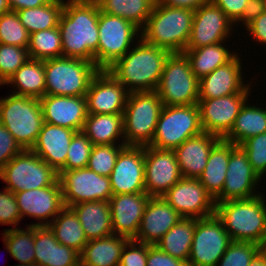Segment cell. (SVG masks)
Segmentation results:
<instances>
[{
    "label": "cell",
    "instance_id": "obj_1",
    "mask_svg": "<svg viewBox=\"0 0 266 266\" xmlns=\"http://www.w3.org/2000/svg\"><path fill=\"white\" fill-rule=\"evenodd\" d=\"M98 20L95 0L64 1L59 20L63 57L88 60L97 66Z\"/></svg>",
    "mask_w": 266,
    "mask_h": 266
},
{
    "label": "cell",
    "instance_id": "obj_2",
    "mask_svg": "<svg viewBox=\"0 0 266 266\" xmlns=\"http://www.w3.org/2000/svg\"><path fill=\"white\" fill-rule=\"evenodd\" d=\"M123 57L106 70L131 92L156 91L168 50L144 42L141 38Z\"/></svg>",
    "mask_w": 266,
    "mask_h": 266
},
{
    "label": "cell",
    "instance_id": "obj_3",
    "mask_svg": "<svg viewBox=\"0 0 266 266\" xmlns=\"http://www.w3.org/2000/svg\"><path fill=\"white\" fill-rule=\"evenodd\" d=\"M263 194L216 204L215 214L232 241L257 245L266 241V200Z\"/></svg>",
    "mask_w": 266,
    "mask_h": 266
},
{
    "label": "cell",
    "instance_id": "obj_4",
    "mask_svg": "<svg viewBox=\"0 0 266 266\" xmlns=\"http://www.w3.org/2000/svg\"><path fill=\"white\" fill-rule=\"evenodd\" d=\"M194 11L155 4L141 29V39L172 53H183L188 44Z\"/></svg>",
    "mask_w": 266,
    "mask_h": 266
},
{
    "label": "cell",
    "instance_id": "obj_5",
    "mask_svg": "<svg viewBox=\"0 0 266 266\" xmlns=\"http://www.w3.org/2000/svg\"><path fill=\"white\" fill-rule=\"evenodd\" d=\"M156 91L131 92L123 111V134L126 146H149L163 108Z\"/></svg>",
    "mask_w": 266,
    "mask_h": 266
},
{
    "label": "cell",
    "instance_id": "obj_6",
    "mask_svg": "<svg viewBox=\"0 0 266 266\" xmlns=\"http://www.w3.org/2000/svg\"><path fill=\"white\" fill-rule=\"evenodd\" d=\"M0 123L13 135L22 149H31L44 124L40 100L13 93L1 98Z\"/></svg>",
    "mask_w": 266,
    "mask_h": 266
},
{
    "label": "cell",
    "instance_id": "obj_7",
    "mask_svg": "<svg viewBox=\"0 0 266 266\" xmlns=\"http://www.w3.org/2000/svg\"><path fill=\"white\" fill-rule=\"evenodd\" d=\"M45 95L85 96L100 70L93 62L76 58L44 60Z\"/></svg>",
    "mask_w": 266,
    "mask_h": 266
},
{
    "label": "cell",
    "instance_id": "obj_8",
    "mask_svg": "<svg viewBox=\"0 0 266 266\" xmlns=\"http://www.w3.org/2000/svg\"><path fill=\"white\" fill-rule=\"evenodd\" d=\"M156 92L164 106L198 104L199 79L183 53H172L166 59Z\"/></svg>",
    "mask_w": 266,
    "mask_h": 266
},
{
    "label": "cell",
    "instance_id": "obj_9",
    "mask_svg": "<svg viewBox=\"0 0 266 266\" xmlns=\"http://www.w3.org/2000/svg\"><path fill=\"white\" fill-rule=\"evenodd\" d=\"M203 132L198 104L163 106L149 146L175 149Z\"/></svg>",
    "mask_w": 266,
    "mask_h": 266
},
{
    "label": "cell",
    "instance_id": "obj_10",
    "mask_svg": "<svg viewBox=\"0 0 266 266\" xmlns=\"http://www.w3.org/2000/svg\"><path fill=\"white\" fill-rule=\"evenodd\" d=\"M0 179L7 184V190L16 193L52 186L59 174L31 149H23L3 167Z\"/></svg>",
    "mask_w": 266,
    "mask_h": 266
},
{
    "label": "cell",
    "instance_id": "obj_11",
    "mask_svg": "<svg viewBox=\"0 0 266 266\" xmlns=\"http://www.w3.org/2000/svg\"><path fill=\"white\" fill-rule=\"evenodd\" d=\"M98 30L97 67L100 70H106L116 60L123 57L133 46L132 44H136L141 38V33H139L141 30L133 23L100 10Z\"/></svg>",
    "mask_w": 266,
    "mask_h": 266
},
{
    "label": "cell",
    "instance_id": "obj_12",
    "mask_svg": "<svg viewBox=\"0 0 266 266\" xmlns=\"http://www.w3.org/2000/svg\"><path fill=\"white\" fill-rule=\"evenodd\" d=\"M232 242L223 222L216 214L197 218L188 265L216 266Z\"/></svg>",
    "mask_w": 266,
    "mask_h": 266
},
{
    "label": "cell",
    "instance_id": "obj_13",
    "mask_svg": "<svg viewBox=\"0 0 266 266\" xmlns=\"http://www.w3.org/2000/svg\"><path fill=\"white\" fill-rule=\"evenodd\" d=\"M64 205L71 207L89 201H109L113 195L108 176L85 168L59 171Z\"/></svg>",
    "mask_w": 266,
    "mask_h": 266
},
{
    "label": "cell",
    "instance_id": "obj_14",
    "mask_svg": "<svg viewBox=\"0 0 266 266\" xmlns=\"http://www.w3.org/2000/svg\"><path fill=\"white\" fill-rule=\"evenodd\" d=\"M145 192L150 197H162L182 174L173 149L144 146Z\"/></svg>",
    "mask_w": 266,
    "mask_h": 266
},
{
    "label": "cell",
    "instance_id": "obj_15",
    "mask_svg": "<svg viewBox=\"0 0 266 266\" xmlns=\"http://www.w3.org/2000/svg\"><path fill=\"white\" fill-rule=\"evenodd\" d=\"M163 198L184 218H207L215 214V200L198 178L182 177Z\"/></svg>",
    "mask_w": 266,
    "mask_h": 266
},
{
    "label": "cell",
    "instance_id": "obj_16",
    "mask_svg": "<svg viewBox=\"0 0 266 266\" xmlns=\"http://www.w3.org/2000/svg\"><path fill=\"white\" fill-rule=\"evenodd\" d=\"M260 180L249 163L247 153L241 146L232 143L225 184L222 192L214 199L215 203L257 196L260 194V191L256 193Z\"/></svg>",
    "mask_w": 266,
    "mask_h": 266
},
{
    "label": "cell",
    "instance_id": "obj_17",
    "mask_svg": "<svg viewBox=\"0 0 266 266\" xmlns=\"http://www.w3.org/2000/svg\"><path fill=\"white\" fill-rule=\"evenodd\" d=\"M235 23L211 2L194 10L191 34L185 50L225 42ZM232 29V30H231Z\"/></svg>",
    "mask_w": 266,
    "mask_h": 266
},
{
    "label": "cell",
    "instance_id": "obj_18",
    "mask_svg": "<svg viewBox=\"0 0 266 266\" xmlns=\"http://www.w3.org/2000/svg\"><path fill=\"white\" fill-rule=\"evenodd\" d=\"M250 94H232L212 99H199L201 125L204 132L223 139L232 129L240 109Z\"/></svg>",
    "mask_w": 266,
    "mask_h": 266
},
{
    "label": "cell",
    "instance_id": "obj_19",
    "mask_svg": "<svg viewBox=\"0 0 266 266\" xmlns=\"http://www.w3.org/2000/svg\"><path fill=\"white\" fill-rule=\"evenodd\" d=\"M14 194L21 219L27 216L40 221L31 223V226H48L49 220H53L65 207L59 180L52 186L18 191Z\"/></svg>",
    "mask_w": 266,
    "mask_h": 266
},
{
    "label": "cell",
    "instance_id": "obj_20",
    "mask_svg": "<svg viewBox=\"0 0 266 266\" xmlns=\"http://www.w3.org/2000/svg\"><path fill=\"white\" fill-rule=\"evenodd\" d=\"M129 92L107 70H99L85 95L88 114H123Z\"/></svg>",
    "mask_w": 266,
    "mask_h": 266
},
{
    "label": "cell",
    "instance_id": "obj_21",
    "mask_svg": "<svg viewBox=\"0 0 266 266\" xmlns=\"http://www.w3.org/2000/svg\"><path fill=\"white\" fill-rule=\"evenodd\" d=\"M109 179L113 195L145 192L144 146H125Z\"/></svg>",
    "mask_w": 266,
    "mask_h": 266
},
{
    "label": "cell",
    "instance_id": "obj_22",
    "mask_svg": "<svg viewBox=\"0 0 266 266\" xmlns=\"http://www.w3.org/2000/svg\"><path fill=\"white\" fill-rule=\"evenodd\" d=\"M241 58L237 55L199 80V99H212L232 94H251V84H245Z\"/></svg>",
    "mask_w": 266,
    "mask_h": 266
},
{
    "label": "cell",
    "instance_id": "obj_23",
    "mask_svg": "<svg viewBox=\"0 0 266 266\" xmlns=\"http://www.w3.org/2000/svg\"><path fill=\"white\" fill-rule=\"evenodd\" d=\"M150 196L146 192L112 195L109 199L115 235L134 239Z\"/></svg>",
    "mask_w": 266,
    "mask_h": 266
},
{
    "label": "cell",
    "instance_id": "obj_24",
    "mask_svg": "<svg viewBox=\"0 0 266 266\" xmlns=\"http://www.w3.org/2000/svg\"><path fill=\"white\" fill-rule=\"evenodd\" d=\"M39 100L44 122L82 131L88 115L85 96L45 95Z\"/></svg>",
    "mask_w": 266,
    "mask_h": 266
},
{
    "label": "cell",
    "instance_id": "obj_25",
    "mask_svg": "<svg viewBox=\"0 0 266 266\" xmlns=\"http://www.w3.org/2000/svg\"><path fill=\"white\" fill-rule=\"evenodd\" d=\"M182 216L162 197H150L136 237L137 242L155 245Z\"/></svg>",
    "mask_w": 266,
    "mask_h": 266
},
{
    "label": "cell",
    "instance_id": "obj_26",
    "mask_svg": "<svg viewBox=\"0 0 266 266\" xmlns=\"http://www.w3.org/2000/svg\"><path fill=\"white\" fill-rule=\"evenodd\" d=\"M75 132L44 122L31 150L59 172L66 164L68 148Z\"/></svg>",
    "mask_w": 266,
    "mask_h": 266
},
{
    "label": "cell",
    "instance_id": "obj_27",
    "mask_svg": "<svg viewBox=\"0 0 266 266\" xmlns=\"http://www.w3.org/2000/svg\"><path fill=\"white\" fill-rule=\"evenodd\" d=\"M220 139L216 135L203 132L173 149L182 177L199 178L205 169L211 149Z\"/></svg>",
    "mask_w": 266,
    "mask_h": 266
},
{
    "label": "cell",
    "instance_id": "obj_28",
    "mask_svg": "<svg viewBox=\"0 0 266 266\" xmlns=\"http://www.w3.org/2000/svg\"><path fill=\"white\" fill-rule=\"evenodd\" d=\"M78 216L87 241L114 234L109 201H89L71 206Z\"/></svg>",
    "mask_w": 266,
    "mask_h": 266
},
{
    "label": "cell",
    "instance_id": "obj_29",
    "mask_svg": "<svg viewBox=\"0 0 266 266\" xmlns=\"http://www.w3.org/2000/svg\"><path fill=\"white\" fill-rule=\"evenodd\" d=\"M130 239L111 234L88 241L80 254L81 266H119L120 257Z\"/></svg>",
    "mask_w": 266,
    "mask_h": 266
},
{
    "label": "cell",
    "instance_id": "obj_30",
    "mask_svg": "<svg viewBox=\"0 0 266 266\" xmlns=\"http://www.w3.org/2000/svg\"><path fill=\"white\" fill-rule=\"evenodd\" d=\"M231 153L232 143L220 139L211 149L205 169L198 178L214 199L222 192L224 187Z\"/></svg>",
    "mask_w": 266,
    "mask_h": 266
},
{
    "label": "cell",
    "instance_id": "obj_31",
    "mask_svg": "<svg viewBox=\"0 0 266 266\" xmlns=\"http://www.w3.org/2000/svg\"><path fill=\"white\" fill-rule=\"evenodd\" d=\"M82 132L93 145L124 143L123 114H88Z\"/></svg>",
    "mask_w": 266,
    "mask_h": 266
},
{
    "label": "cell",
    "instance_id": "obj_32",
    "mask_svg": "<svg viewBox=\"0 0 266 266\" xmlns=\"http://www.w3.org/2000/svg\"><path fill=\"white\" fill-rule=\"evenodd\" d=\"M12 85L16 95L42 98L45 96V69L43 60L29 59L4 84Z\"/></svg>",
    "mask_w": 266,
    "mask_h": 266
},
{
    "label": "cell",
    "instance_id": "obj_33",
    "mask_svg": "<svg viewBox=\"0 0 266 266\" xmlns=\"http://www.w3.org/2000/svg\"><path fill=\"white\" fill-rule=\"evenodd\" d=\"M225 42L202 46L196 49L185 50L183 54L190 62L193 74L200 80L216 68L231 61L237 52H231ZM232 53V54H231Z\"/></svg>",
    "mask_w": 266,
    "mask_h": 266
},
{
    "label": "cell",
    "instance_id": "obj_34",
    "mask_svg": "<svg viewBox=\"0 0 266 266\" xmlns=\"http://www.w3.org/2000/svg\"><path fill=\"white\" fill-rule=\"evenodd\" d=\"M266 132V108L257 107L245 102L237 115L230 132L223 138L235 145Z\"/></svg>",
    "mask_w": 266,
    "mask_h": 266
},
{
    "label": "cell",
    "instance_id": "obj_35",
    "mask_svg": "<svg viewBox=\"0 0 266 266\" xmlns=\"http://www.w3.org/2000/svg\"><path fill=\"white\" fill-rule=\"evenodd\" d=\"M196 222L197 218L182 217L155 245L172 257L188 262Z\"/></svg>",
    "mask_w": 266,
    "mask_h": 266
},
{
    "label": "cell",
    "instance_id": "obj_36",
    "mask_svg": "<svg viewBox=\"0 0 266 266\" xmlns=\"http://www.w3.org/2000/svg\"><path fill=\"white\" fill-rule=\"evenodd\" d=\"M49 228L54 232L56 240L79 254L88 243L83 227L71 207L65 206L60 213L50 221Z\"/></svg>",
    "mask_w": 266,
    "mask_h": 266
},
{
    "label": "cell",
    "instance_id": "obj_37",
    "mask_svg": "<svg viewBox=\"0 0 266 266\" xmlns=\"http://www.w3.org/2000/svg\"><path fill=\"white\" fill-rule=\"evenodd\" d=\"M101 12L130 21L140 30L151 15L156 0H95Z\"/></svg>",
    "mask_w": 266,
    "mask_h": 266
},
{
    "label": "cell",
    "instance_id": "obj_38",
    "mask_svg": "<svg viewBox=\"0 0 266 266\" xmlns=\"http://www.w3.org/2000/svg\"><path fill=\"white\" fill-rule=\"evenodd\" d=\"M64 0H51L46 5L16 11L20 22L32 34L59 26Z\"/></svg>",
    "mask_w": 266,
    "mask_h": 266
},
{
    "label": "cell",
    "instance_id": "obj_39",
    "mask_svg": "<svg viewBox=\"0 0 266 266\" xmlns=\"http://www.w3.org/2000/svg\"><path fill=\"white\" fill-rule=\"evenodd\" d=\"M27 229H5L3 243L8 253L21 264H35L34 233L35 226L30 224Z\"/></svg>",
    "mask_w": 266,
    "mask_h": 266
},
{
    "label": "cell",
    "instance_id": "obj_40",
    "mask_svg": "<svg viewBox=\"0 0 266 266\" xmlns=\"http://www.w3.org/2000/svg\"><path fill=\"white\" fill-rule=\"evenodd\" d=\"M61 40L59 26L30 34L28 46L30 59L44 61L63 57Z\"/></svg>",
    "mask_w": 266,
    "mask_h": 266
},
{
    "label": "cell",
    "instance_id": "obj_41",
    "mask_svg": "<svg viewBox=\"0 0 266 266\" xmlns=\"http://www.w3.org/2000/svg\"><path fill=\"white\" fill-rule=\"evenodd\" d=\"M30 33L20 22L16 11L0 16V43L28 48Z\"/></svg>",
    "mask_w": 266,
    "mask_h": 266
},
{
    "label": "cell",
    "instance_id": "obj_42",
    "mask_svg": "<svg viewBox=\"0 0 266 266\" xmlns=\"http://www.w3.org/2000/svg\"><path fill=\"white\" fill-rule=\"evenodd\" d=\"M125 146V143H119L118 145H93L87 168L98 175L109 177L119 152Z\"/></svg>",
    "mask_w": 266,
    "mask_h": 266
},
{
    "label": "cell",
    "instance_id": "obj_43",
    "mask_svg": "<svg viewBox=\"0 0 266 266\" xmlns=\"http://www.w3.org/2000/svg\"><path fill=\"white\" fill-rule=\"evenodd\" d=\"M29 59L28 48L0 43V86Z\"/></svg>",
    "mask_w": 266,
    "mask_h": 266
},
{
    "label": "cell",
    "instance_id": "obj_44",
    "mask_svg": "<svg viewBox=\"0 0 266 266\" xmlns=\"http://www.w3.org/2000/svg\"><path fill=\"white\" fill-rule=\"evenodd\" d=\"M92 147L93 144L82 131L75 132L68 148L66 164L60 171L87 167Z\"/></svg>",
    "mask_w": 266,
    "mask_h": 266
},
{
    "label": "cell",
    "instance_id": "obj_45",
    "mask_svg": "<svg viewBox=\"0 0 266 266\" xmlns=\"http://www.w3.org/2000/svg\"><path fill=\"white\" fill-rule=\"evenodd\" d=\"M257 254V244L233 241L216 266H248Z\"/></svg>",
    "mask_w": 266,
    "mask_h": 266
},
{
    "label": "cell",
    "instance_id": "obj_46",
    "mask_svg": "<svg viewBox=\"0 0 266 266\" xmlns=\"http://www.w3.org/2000/svg\"><path fill=\"white\" fill-rule=\"evenodd\" d=\"M240 146L247 153L253 170L262 179L266 173V132L245 140Z\"/></svg>",
    "mask_w": 266,
    "mask_h": 266
},
{
    "label": "cell",
    "instance_id": "obj_47",
    "mask_svg": "<svg viewBox=\"0 0 266 266\" xmlns=\"http://www.w3.org/2000/svg\"><path fill=\"white\" fill-rule=\"evenodd\" d=\"M80 254L65 245L60 244L50 229L49 266H79Z\"/></svg>",
    "mask_w": 266,
    "mask_h": 266
},
{
    "label": "cell",
    "instance_id": "obj_48",
    "mask_svg": "<svg viewBox=\"0 0 266 266\" xmlns=\"http://www.w3.org/2000/svg\"><path fill=\"white\" fill-rule=\"evenodd\" d=\"M0 192V225H14L16 228L22 220L19 208L16 202L15 194L3 188Z\"/></svg>",
    "mask_w": 266,
    "mask_h": 266
},
{
    "label": "cell",
    "instance_id": "obj_49",
    "mask_svg": "<svg viewBox=\"0 0 266 266\" xmlns=\"http://www.w3.org/2000/svg\"><path fill=\"white\" fill-rule=\"evenodd\" d=\"M147 244L130 239L123 248L119 266H146Z\"/></svg>",
    "mask_w": 266,
    "mask_h": 266
},
{
    "label": "cell",
    "instance_id": "obj_50",
    "mask_svg": "<svg viewBox=\"0 0 266 266\" xmlns=\"http://www.w3.org/2000/svg\"><path fill=\"white\" fill-rule=\"evenodd\" d=\"M35 264L49 266L50 228L49 226H35L34 233Z\"/></svg>",
    "mask_w": 266,
    "mask_h": 266
},
{
    "label": "cell",
    "instance_id": "obj_51",
    "mask_svg": "<svg viewBox=\"0 0 266 266\" xmlns=\"http://www.w3.org/2000/svg\"><path fill=\"white\" fill-rule=\"evenodd\" d=\"M22 150L13 135L0 123V172Z\"/></svg>",
    "mask_w": 266,
    "mask_h": 266
},
{
    "label": "cell",
    "instance_id": "obj_52",
    "mask_svg": "<svg viewBox=\"0 0 266 266\" xmlns=\"http://www.w3.org/2000/svg\"><path fill=\"white\" fill-rule=\"evenodd\" d=\"M146 266H189L188 262L172 257L156 245L147 244Z\"/></svg>",
    "mask_w": 266,
    "mask_h": 266
},
{
    "label": "cell",
    "instance_id": "obj_53",
    "mask_svg": "<svg viewBox=\"0 0 266 266\" xmlns=\"http://www.w3.org/2000/svg\"><path fill=\"white\" fill-rule=\"evenodd\" d=\"M210 2L218 6L237 25L236 22L244 14L248 0H210Z\"/></svg>",
    "mask_w": 266,
    "mask_h": 266
},
{
    "label": "cell",
    "instance_id": "obj_54",
    "mask_svg": "<svg viewBox=\"0 0 266 266\" xmlns=\"http://www.w3.org/2000/svg\"><path fill=\"white\" fill-rule=\"evenodd\" d=\"M250 36L262 45L266 44V10L260 14L256 19L249 23L246 27Z\"/></svg>",
    "mask_w": 266,
    "mask_h": 266
},
{
    "label": "cell",
    "instance_id": "obj_55",
    "mask_svg": "<svg viewBox=\"0 0 266 266\" xmlns=\"http://www.w3.org/2000/svg\"><path fill=\"white\" fill-rule=\"evenodd\" d=\"M265 11V3L264 0H248L246 3L244 14L237 21L240 24L242 22L244 24L243 27L247 26L254 19H256L260 14Z\"/></svg>",
    "mask_w": 266,
    "mask_h": 266
},
{
    "label": "cell",
    "instance_id": "obj_56",
    "mask_svg": "<svg viewBox=\"0 0 266 266\" xmlns=\"http://www.w3.org/2000/svg\"><path fill=\"white\" fill-rule=\"evenodd\" d=\"M208 2H210V0H156L157 4H164L169 7L184 8L192 11L197 10Z\"/></svg>",
    "mask_w": 266,
    "mask_h": 266
},
{
    "label": "cell",
    "instance_id": "obj_57",
    "mask_svg": "<svg viewBox=\"0 0 266 266\" xmlns=\"http://www.w3.org/2000/svg\"><path fill=\"white\" fill-rule=\"evenodd\" d=\"M51 0H8L11 11H18L21 9L36 8L46 5Z\"/></svg>",
    "mask_w": 266,
    "mask_h": 266
},
{
    "label": "cell",
    "instance_id": "obj_58",
    "mask_svg": "<svg viewBox=\"0 0 266 266\" xmlns=\"http://www.w3.org/2000/svg\"><path fill=\"white\" fill-rule=\"evenodd\" d=\"M258 256L266 266V241L258 245Z\"/></svg>",
    "mask_w": 266,
    "mask_h": 266
},
{
    "label": "cell",
    "instance_id": "obj_59",
    "mask_svg": "<svg viewBox=\"0 0 266 266\" xmlns=\"http://www.w3.org/2000/svg\"><path fill=\"white\" fill-rule=\"evenodd\" d=\"M11 11L8 0H0V16Z\"/></svg>",
    "mask_w": 266,
    "mask_h": 266
},
{
    "label": "cell",
    "instance_id": "obj_60",
    "mask_svg": "<svg viewBox=\"0 0 266 266\" xmlns=\"http://www.w3.org/2000/svg\"><path fill=\"white\" fill-rule=\"evenodd\" d=\"M248 266H265V265L257 254Z\"/></svg>",
    "mask_w": 266,
    "mask_h": 266
},
{
    "label": "cell",
    "instance_id": "obj_61",
    "mask_svg": "<svg viewBox=\"0 0 266 266\" xmlns=\"http://www.w3.org/2000/svg\"><path fill=\"white\" fill-rule=\"evenodd\" d=\"M16 266H37L36 264H17Z\"/></svg>",
    "mask_w": 266,
    "mask_h": 266
}]
</instances>
